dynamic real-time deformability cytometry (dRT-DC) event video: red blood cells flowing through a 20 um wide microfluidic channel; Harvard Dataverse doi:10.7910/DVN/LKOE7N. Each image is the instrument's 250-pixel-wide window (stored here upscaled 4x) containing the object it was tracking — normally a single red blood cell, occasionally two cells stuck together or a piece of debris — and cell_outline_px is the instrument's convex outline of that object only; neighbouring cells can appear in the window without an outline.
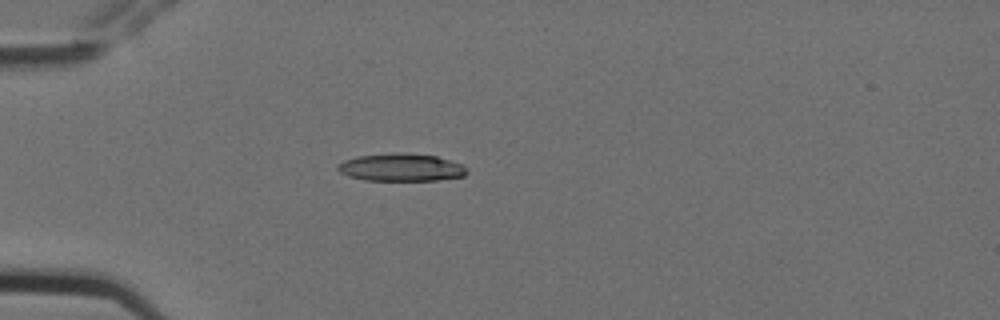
{"species": "Egyptian fruit bat (a non-hibernating species)", "species_latin": "Rousettus aegyptiacus", "temperature_condition": "cold", "stored_images_in_passage": 3, "camera_frame_rate_fps": 3000, "um_per_image_px": 0.085, "animal": {"sex": "female"}, "frame": {"image": 1, "passage_image": 3, "time_ms": 0.667, "image_size_px": [1000, 320], "cell_outline_px": [[468, 172], [464, 176], [436, 180], [364, 180], [348, 176], [340, 172], [336, 168], [344, 160], [360, 156], [392, 152], [404, 152], [436, 156], [460, 164], [468, 168]], "centroid_in_image_um": [34.1, 14.22], "position_along_channel_um": 50.9, "area_um2": 20.75}}